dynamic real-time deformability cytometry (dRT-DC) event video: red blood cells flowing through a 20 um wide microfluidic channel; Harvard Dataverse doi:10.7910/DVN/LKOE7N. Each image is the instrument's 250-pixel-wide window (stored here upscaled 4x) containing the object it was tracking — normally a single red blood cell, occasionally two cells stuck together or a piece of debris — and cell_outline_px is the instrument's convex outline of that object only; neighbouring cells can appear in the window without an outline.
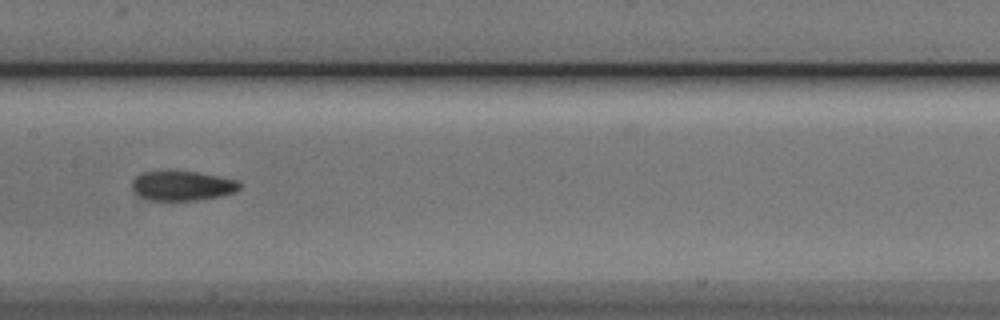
{"species": "Egyptian fruit bat (a non-hibernating species)", "species_latin": "Rousettus aegyptiacus", "temperature_condition": "cold", "stored_images_in_passage": 38, "segment_of_instrument_passage": [1, 2], "camera_frame_rate_fps": 3000, "um_per_image_px": 0.085, "animal": {"sex": "male"}, "frame": {"image": 1, "passage_image": 11, "time_ms": 3.333, "image_size_px": [1000, 320], "cell_outline_px": [[240, 188], [236, 192], [220, 196], [196, 200], [148, 200], [132, 192], [132, 180], [136, 176], [144, 172], [196, 172], [220, 176], [240, 180]], "centroid_in_image_um": [15.51, 15.8], "position_along_channel_um": 191.9, "area_um2": 18.55}}
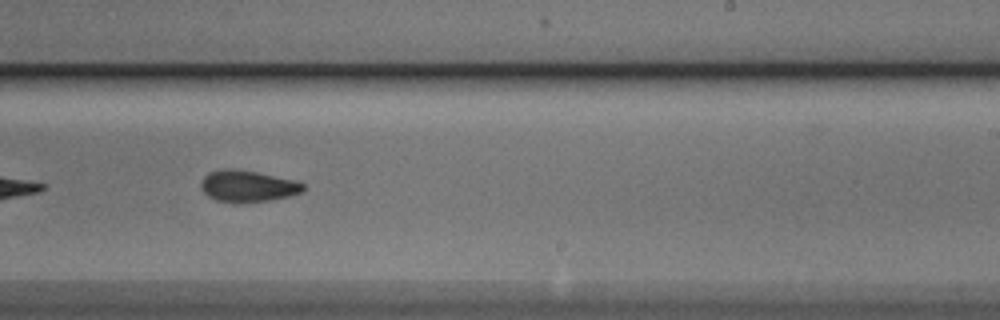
{"frame": {"image": 2, "passage_image": 17, "time_ms": 5.333, "image_size_px": [1000, 320], "cell_outline_px": [[304, 192], [288, 196], [268, 200], [236, 204], [216, 200], [208, 196], [204, 192], [200, 184], [200, 180], [208, 172], [224, 168], [232, 168], [256, 172], [292, 180], [304, 184]], "centroid_in_image_um": [21.0, 15.83], "position_along_channel_um": 268.0, "area_um2": 18.84}}
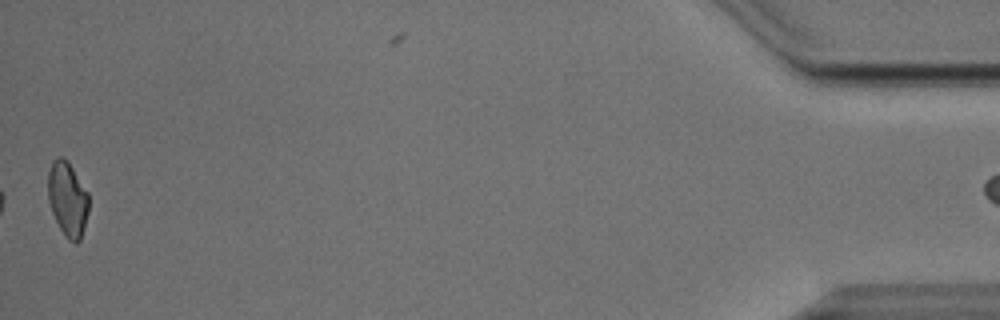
{"frame": {"image": 3, "passage_image": 37, "time_ms": 12.0, "image_size_px": [1000, 320], "cell_outline_px": [[88, 212], [80, 240], [76, 244], [68, 240], [64, 236], [52, 212], [48, 200], [48, 172], [52, 160], [60, 156], [72, 168], [88, 192]], "centroid_in_image_um": [5.74, 16.95], "position_along_channel_um": 429.5, "area_um2": 17.51}}